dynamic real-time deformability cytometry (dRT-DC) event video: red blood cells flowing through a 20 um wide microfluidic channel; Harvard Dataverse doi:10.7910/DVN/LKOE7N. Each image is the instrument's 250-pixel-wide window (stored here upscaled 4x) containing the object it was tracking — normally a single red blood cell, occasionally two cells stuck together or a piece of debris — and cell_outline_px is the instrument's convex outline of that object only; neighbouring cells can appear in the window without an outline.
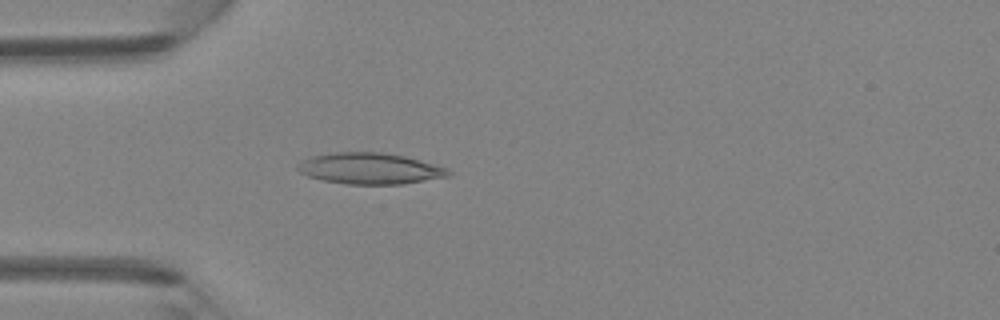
{"species": "Egyptian fruit bat (a non-hibernating species)", "species_latin": "Rousettus aegyptiacus", "temperature_condition": "room temperature", "stored_images_in_passage": 45, "camera_frame_rate_fps": 3000, "um_per_image_px": 0.085, "animal": {"sex": "female"}, "frame": {"image": 1, "passage_image": 13, "time_ms": 4.0, "image_size_px": [1000, 320], "cell_outline_px": [[452, 172], [448, 176], [404, 184], [348, 184], [324, 180], [308, 176], [300, 172], [296, 168], [296, 164], [312, 156], [336, 152], [380, 152], [404, 156], [448, 168]], "centroid_in_image_um": [31.44, 14.32], "position_along_channel_um": 53.6, "area_um2": 27.17}}
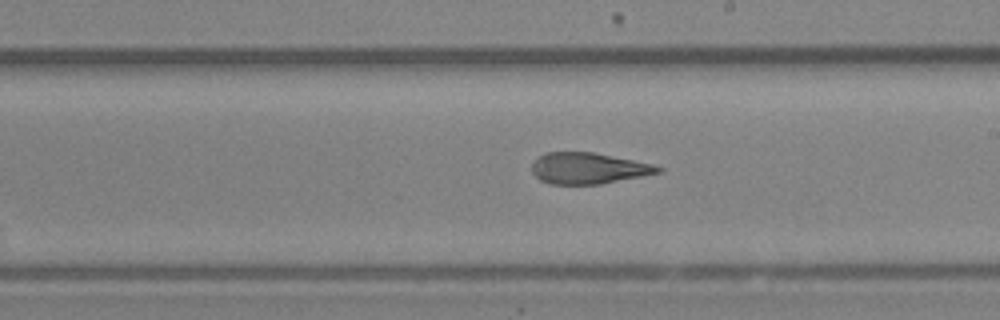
{"frame": {"image": 2, "passage_image": 26, "time_ms": 8.333, "image_size_px": [1000, 320], "cell_outline_px": [[664, 168], [660, 172], [600, 184], [548, 184], [540, 180], [532, 172], [532, 164], [540, 156], [548, 152], [592, 152], [652, 164]], "centroid_in_image_um": [49.98, 14.31], "position_along_channel_um": 239.0, "area_um2": 22.54}}
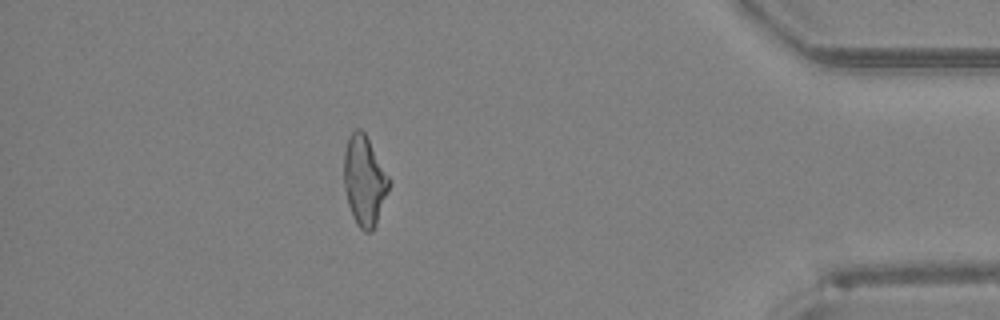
{"frame": {"image": 3, "passage_image": 40, "time_ms": 13.0, "image_size_px": [1000, 320], "cell_outline_px": [[392, 180], [388, 192], [376, 224], [372, 232], [364, 232], [356, 224], [352, 216], [348, 204], [344, 188], [344, 152], [348, 136], [356, 128], [360, 128], [364, 132]], "centroid_in_image_um": [30.98, 15.37], "position_along_channel_um": 404.2, "area_um2": 23.87}}